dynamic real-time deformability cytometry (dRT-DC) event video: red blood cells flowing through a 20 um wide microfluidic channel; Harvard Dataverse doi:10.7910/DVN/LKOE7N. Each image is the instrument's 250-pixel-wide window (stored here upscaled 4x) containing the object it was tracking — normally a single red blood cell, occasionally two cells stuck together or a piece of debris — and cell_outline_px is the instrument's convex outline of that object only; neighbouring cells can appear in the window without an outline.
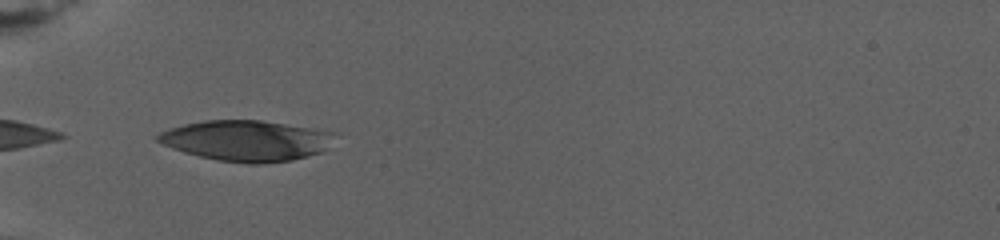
{"species": "human", "species_latin": "Homo sapiens", "temperature_condition": "warm", "stored_images_in_passage": 3, "camera_frame_rate_fps": 3000, "um_per_image_px": 0.085, "donor": {"sex": "female"}, "frame": {"image": 1, "passage_image": 1, "time_ms": 0.0, "image_size_px": [1000, 240], "cell_outline_px": [[332, 132], [324, 148], [320, 152], [292, 160], [260, 164], [248, 164], [220, 160], [200, 156], [184, 152], [172, 148], [156, 140], [156, 136], [160, 132], [168, 128], [184, 124], [204, 120], [260, 120]], "centroid_in_image_um": [20.82, 11.95], "position_along_channel_um": 64.2, "area_um2": 41.04}}